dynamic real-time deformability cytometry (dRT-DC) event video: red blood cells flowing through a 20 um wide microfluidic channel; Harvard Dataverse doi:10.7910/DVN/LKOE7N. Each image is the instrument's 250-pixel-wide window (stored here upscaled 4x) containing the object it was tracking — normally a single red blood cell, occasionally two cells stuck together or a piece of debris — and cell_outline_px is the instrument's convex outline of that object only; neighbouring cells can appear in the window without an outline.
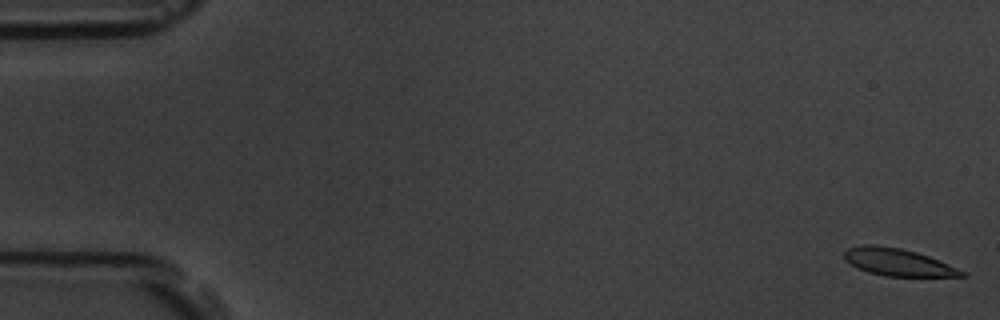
{"species": "common noctule bat (a hibernating species)", "species_latin": "Nyctalus noctula", "temperature_condition": "room temperature", "stored_images_in_passage": 58, "camera_frame_rate_fps": 3000, "um_per_image_px": 0.085, "animal": {"sex": "male", "body_mass_g": 19.5, "forearm_length_mm": 54.6}, "frame": {"image": 1, "passage_image": 1, "time_ms": 0.0, "image_size_px": [1000, 320], "cell_outline_px": [[968, 276], [884, 276], [868, 272], [844, 260], [844, 252], [848, 248], [864, 244], [876, 244], [900, 248], [916, 252], [928, 256], [956, 268], [964, 272]], "centroid_in_image_um": [76.27, 22.27], "position_along_channel_um": 8.7, "area_um2": 18.38}}
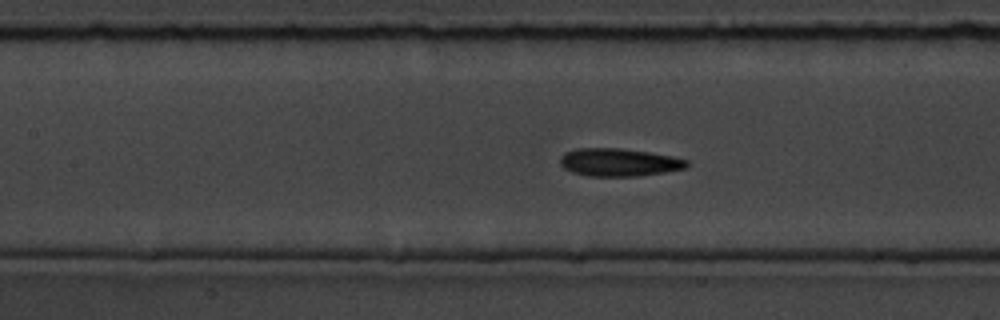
{"frame": {"image": 2, "passage_image": 26, "time_ms": 8.333, "image_size_px": [1000, 320], "cell_outline_px": [[688, 164], [684, 168], [664, 172], [640, 176], [584, 176], [572, 172], [564, 168], [560, 164], [560, 156], [564, 152], [576, 148], [620, 148], [648, 152], [672, 156], [688, 160]], "centroid_in_image_um": [52.56, 13.79], "position_along_channel_um": 154.8, "area_um2": 20.63}}
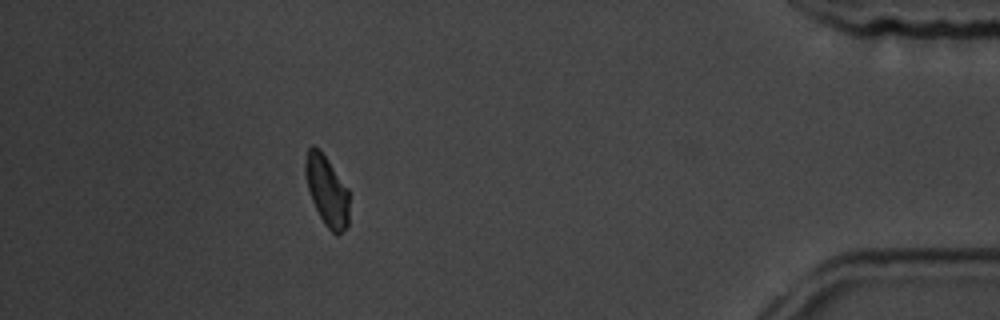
{"frame": {"image": 3, "passage_image": 52, "time_ms": 17.0, "image_size_px": [1000, 320], "cell_outline_px": [[348, 228], [336, 236], [324, 224], [312, 200], [308, 188], [304, 172], [304, 164], [308, 148], [312, 144], [328, 160], [348, 188]], "centroid_in_image_um": [27.79, 16.24], "position_along_channel_um": 407.4, "area_um2": 17.8}, "authors_computed_cell_mechanics": {"area_um2": 19.5653, "velocity_mm_per_s": 3.5221, "shape_relaxation_time_tau1_ms": 2.9796, "shape_relaxation_time_tau2_ms": 1.9432, "deformation_change_tau1": 0.1192, "deformation_change_tau2": 0.0835}}